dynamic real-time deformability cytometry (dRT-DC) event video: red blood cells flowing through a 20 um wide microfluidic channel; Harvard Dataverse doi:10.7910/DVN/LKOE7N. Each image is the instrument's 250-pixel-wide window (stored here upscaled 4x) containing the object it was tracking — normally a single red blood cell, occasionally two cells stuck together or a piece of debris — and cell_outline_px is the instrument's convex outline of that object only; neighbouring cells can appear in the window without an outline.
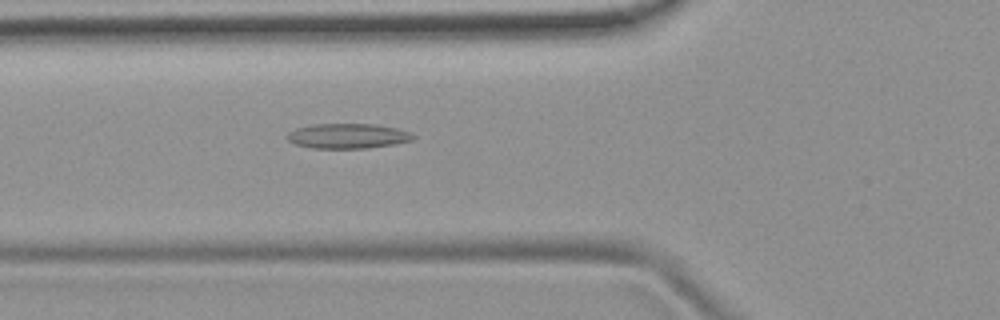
{"species": "common noctule bat (a hibernating species)", "species_latin": "Nyctalus noctula", "temperature_condition": "room temperature", "stored_images_in_passage": 52, "camera_frame_rate_fps": 3000, "um_per_image_px": 0.085, "animal": {"sex": "female", "body_mass_g": 19.9}, "frame": {"image": 1, "passage_image": 19, "time_ms": 6.0, "image_size_px": [1000, 320], "cell_outline_px": [[416, 136], [412, 140], [396, 144], [368, 148], [312, 148], [296, 144], [288, 140], [284, 136], [288, 132], [296, 128], [312, 124], [376, 124], [396, 128], [412, 132]], "centroid_in_image_um": [29.57, 11.55], "position_along_channel_um": 96.2, "area_um2": 18.5}}
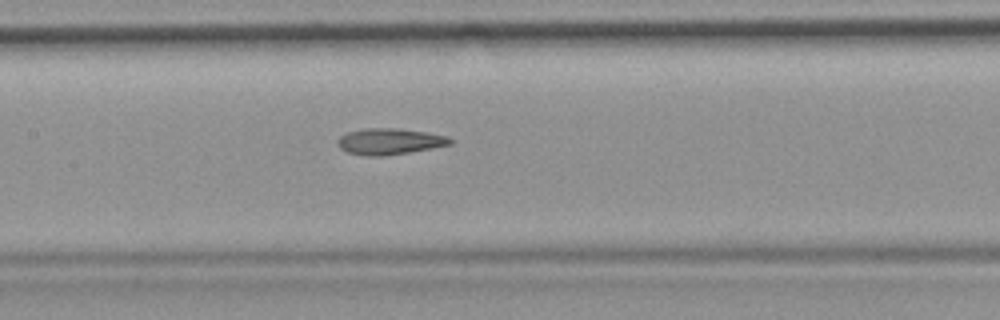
{"frame": {"image": 2, "passage_image": 25, "time_ms": 8.0, "image_size_px": [1000, 320], "cell_outline_px": [[452, 144], [432, 148], [384, 156], [368, 156], [348, 152], [340, 148], [336, 140], [340, 136], [348, 132], [364, 128], [396, 128], [428, 132], [448, 136], [452, 140]], "centroid_in_image_um": [33.12, 12.01], "position_along_channel_um": 174.3, "area_um2": 17.17}}
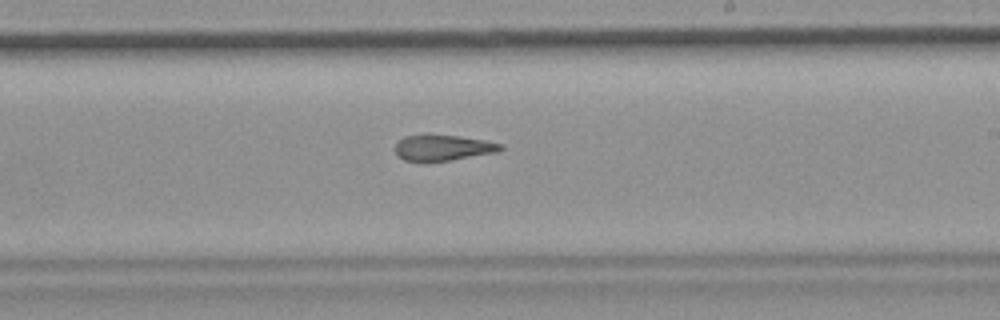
{"frame": {"image": 3, "passage_image": 31, "time_ms": 10.0, "image_size_px": [1000, 320], "cell_outline_px": [[504, 148], [496, 152], [452, 160], [404, 160], [396, 156], [396, 144], [404, 136], [424, 132], [428, 132], [460, 136], [484, 140], [504, 144]], "centroid_in_image_um": [37.64, 12.5], "position_along_channel_um": 251.4, "area_um2": 16.18}, "authors_computed_cell_mechanics": {"area_um2": 18.0047, "velocity_mm_per_s": 3.8831, "shape_relaxation_time_tau1_ms": null, "shape_relaxation_time_tau2_ms": 3.1941, "deformation_change_tau1": null, "deformation_change_tau2": 0.1271}}